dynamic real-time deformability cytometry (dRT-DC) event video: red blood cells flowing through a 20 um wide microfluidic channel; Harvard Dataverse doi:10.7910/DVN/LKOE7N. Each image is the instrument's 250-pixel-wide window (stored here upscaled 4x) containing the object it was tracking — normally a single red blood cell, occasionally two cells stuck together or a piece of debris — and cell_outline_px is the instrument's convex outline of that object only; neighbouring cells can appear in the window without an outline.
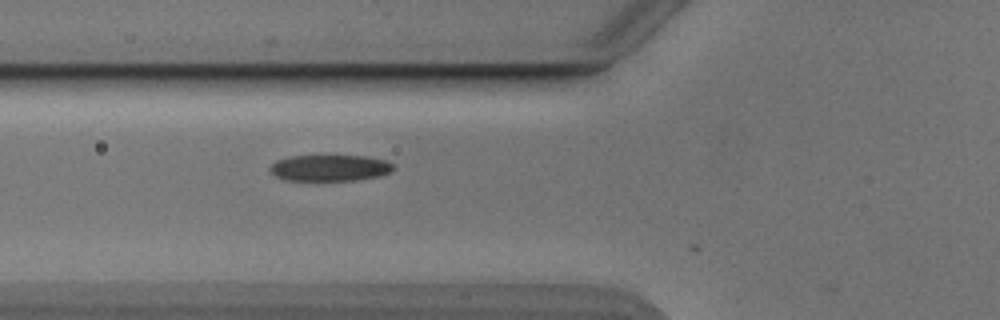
{"species": "Egyptian fruit bat (a non-hibernating species)", "species_latin": "Rousettus aegyptiacus", "temperature_condition": "cold", "stored_images_in_passage": 3, "camera_frame_rate_fps": 3000, "um_per_image_px": 0.085, "animal": {"sex": "male"}, "frame": {"image": 1, "passage_image": 2, "time_ms": 0.333, "image_size_px": [1000, 320], "cell_outline_px": [[392, 172], [380, 176], [356, 180], [284, 180], [276, 176], [268, 168], [276, 160], [288, 156], [368, 156], [388, 160], [392, 164]], "centroid_in_image_um": [28.05, 14.27], "position_along_channel_um": 97.8, "area_um2": 18.96}}